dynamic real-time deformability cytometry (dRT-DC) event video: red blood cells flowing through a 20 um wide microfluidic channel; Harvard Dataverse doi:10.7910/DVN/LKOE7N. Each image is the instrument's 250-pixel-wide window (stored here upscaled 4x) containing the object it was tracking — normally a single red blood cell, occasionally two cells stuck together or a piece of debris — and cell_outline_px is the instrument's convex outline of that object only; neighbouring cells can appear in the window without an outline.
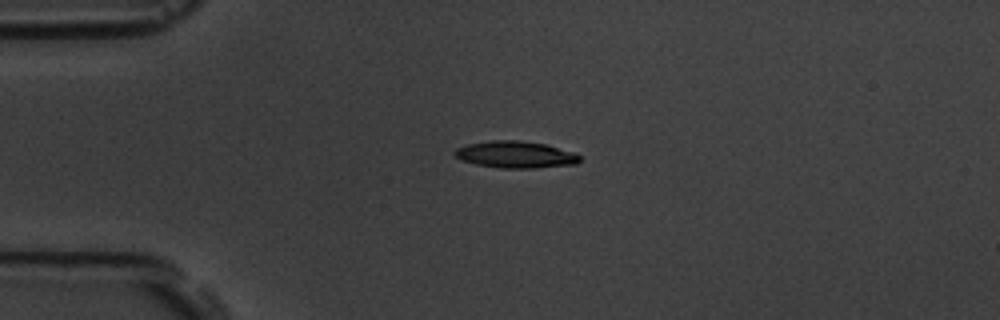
{"species": "common noctule bat (a hibernating species)", "species_latin": "Nyctalus noctula", "temperature_condition": "room temperature", "stored_images_in_passage": 43, "camera_frame_rate_fps": 3000, "um_per_image_px": 0.085, "animal": {"sex": "male", "body_mass_g": 19.5, "forearm_length_mm": 54.6}, "frame": {"image": 1, "passage_image": 1, "time_ms": 0.0, "image_size_px": [1000, 320], "cell_outline_px": [[580, 160], [576, 164], [536, 168], [500, 168], [476, 164], [464, 160], [456, 156], [452, 152], [456, 148], [468, 144], [492, 140], [520, 140], [544, 144], [576, 152], [580, 156]], "centroid_in_image_um": [43.85, 13.14], "position_along_channel_um": 41.2, "area_um2": 19.54}}
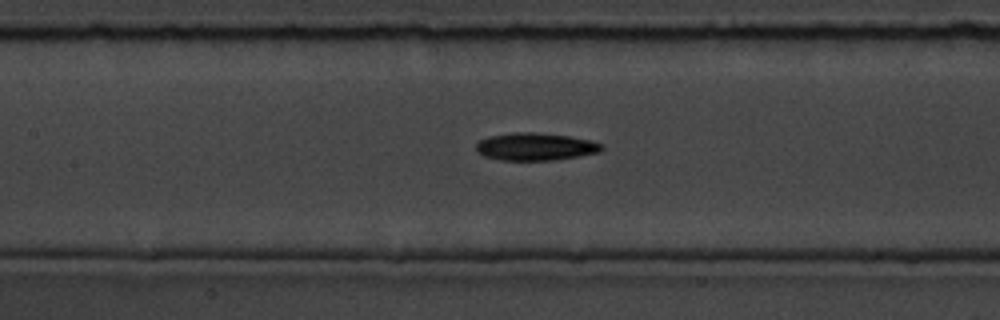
{"frame": {"image": 2, "passage_image": 13, "time_ms": 4.0, "image_size_px": [1000, 320], "cell_outline_px": [[604, 148], [600, 152], [552, 160], [500, 160], [484, 156], [476, 152], [476, 144], [480, 140], [488, 136], [512, 132], [532, 132], [568, 136], [592, 140], [604, 144]], "centroid_in_image_um": [45.5, 12.46], "position_along_channel_um": 161.9, "area_um2": 20.23}}
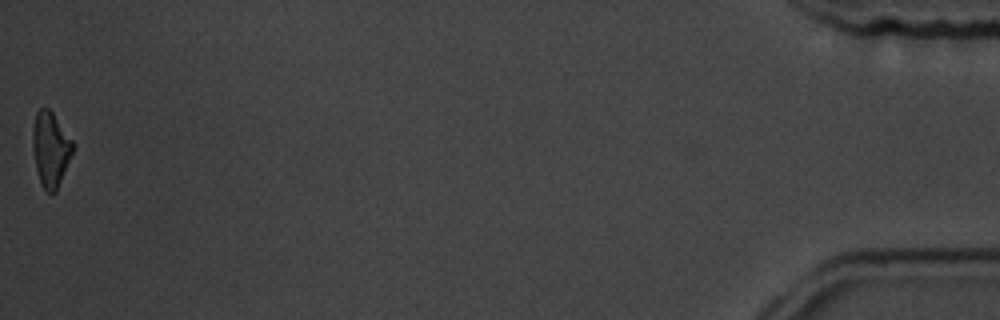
{"frame": {"image": 3, "passage_image": 43, "time_ms": 14.0, "image_size_px": [1000, 320], "cell_outline_px": [[76, 144], [56, 192], [48, 192], [40, 184], [36, 168], [32, 148], [32, 128], [36, 112], [40, 108], [48, 108], [52, 112]], "centroid_in_image_um": [4.3, 12.66], "position_along_channel_um": 430.9, "area_um2": 17.63}, "authors_computed_cell_mechanics": {"area_um2": 19.1318, "velocity_mm_per_s": 3.6844, "shape_relaxation_time_tau1_ms": 2.8666, "shape_relaxation_time_tau2_ms": 7.3799, "deformation_change_tau1": 0.1133, "deformation_change_tau2": 0.1716}}